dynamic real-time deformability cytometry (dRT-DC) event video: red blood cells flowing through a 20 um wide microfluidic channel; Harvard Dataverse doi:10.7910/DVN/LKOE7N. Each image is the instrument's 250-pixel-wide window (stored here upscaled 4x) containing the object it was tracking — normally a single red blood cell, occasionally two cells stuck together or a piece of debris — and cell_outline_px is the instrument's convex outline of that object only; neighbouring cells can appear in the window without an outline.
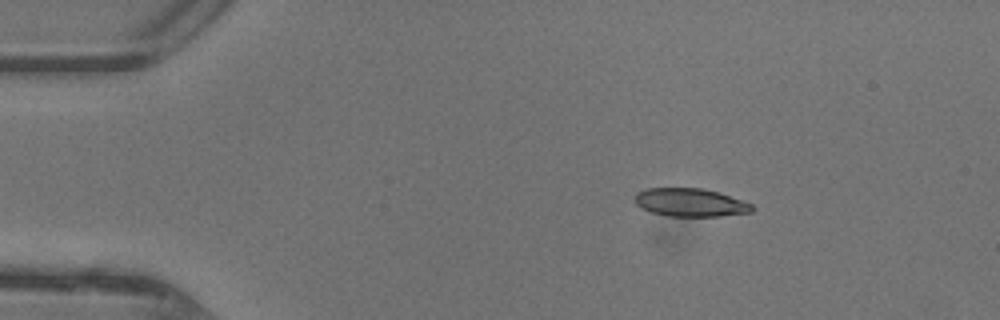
{"species": "common noctule bat (a hibernating species)", "species_latin": "Nyctalus noctula", "temperature_condition": "warm", "stored_images_in_passage": 46, "camera_frame_rate_fps": 3000, "um_per_image_px": 0.085, "animal": {"sex": "female"}, "frame": {"image": 1, "passage_image": 7, "time_ms": 2.0, "image_size_px": [1000, 320], "cell_outline_px": [[756, 208], [752, 212], [720, 216], [668, 216], [652, 212], [640, 208], [632, 200], [636, 192], [644, 188], [704, 188], [752, 204]], "centroid_in_image_um": [58.61, 17.21], "position_along_channel_um": 26.4, "area_um2": 19.36}}
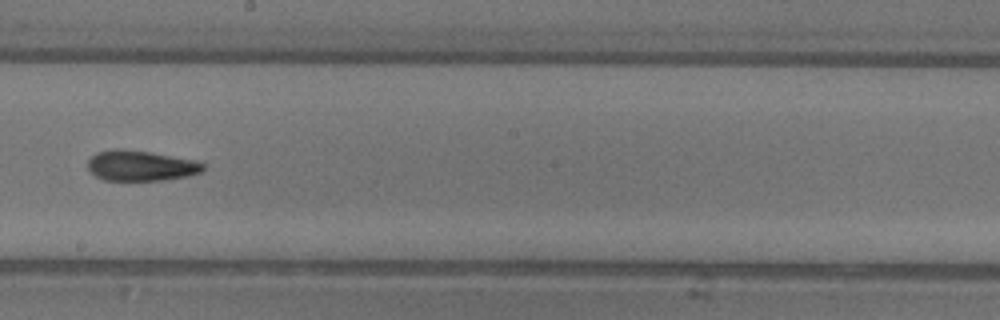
{"frame": {"image": 2, "passage_image": 26, "time_ms": 8.333, "image_size_px": [1000, 320], "cell_outline_px": [[204, 168], [200, 172], [188, 176], [160, 180], [104, 180], [96, 176], [88, 168], [88, 160], [96, 152], [120, 148], [148, 152], [196, 160], [204, 164]], "centroid_in_image_um": [11.96, 14.08], "position_along_channel_um": 236.2, "area_um2": 20.23}}
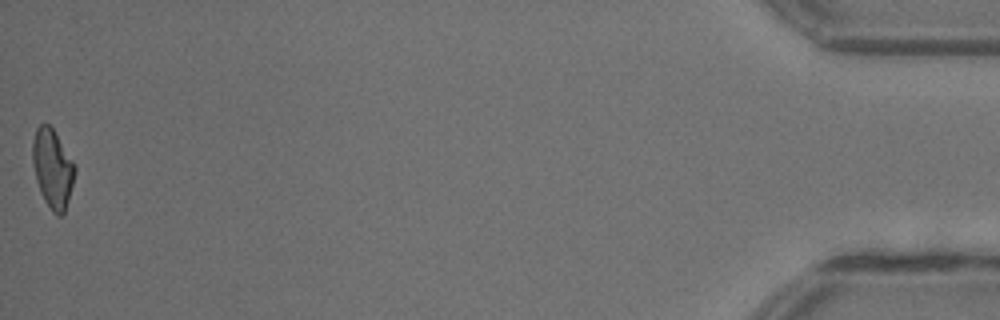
{"frame": {"image": 3, "passage_image": 46, "time_ms": 15.0, "image_size_px": [1000, 320], "cell_outline_px": [[76, 168], [72, 184], [64, 212], [60, 216], [56, 216], [52, 212], [44, 200], [40, 192], [36, 180], [32, 164], [32, 140], [36, 128], [40, 124], [48, 124], [52, 128], [76, 164]], "centroid_in_image_um": [4.45, 14.31], "position_along_channel_um": 430.8, "area_um2": 19.42}, "authors_computed_cell_mechanics": {"area_um2": 20.2011, "velocity_mm_per_s": 4.4415, "shape_relaxation_time_tau1_ms": 4.2784, "shape_relaxation_time_tau2_ms": 2.2389, "deformation_change_tau1": 0.1541, "deformation_change_tau2": 0.1057}}